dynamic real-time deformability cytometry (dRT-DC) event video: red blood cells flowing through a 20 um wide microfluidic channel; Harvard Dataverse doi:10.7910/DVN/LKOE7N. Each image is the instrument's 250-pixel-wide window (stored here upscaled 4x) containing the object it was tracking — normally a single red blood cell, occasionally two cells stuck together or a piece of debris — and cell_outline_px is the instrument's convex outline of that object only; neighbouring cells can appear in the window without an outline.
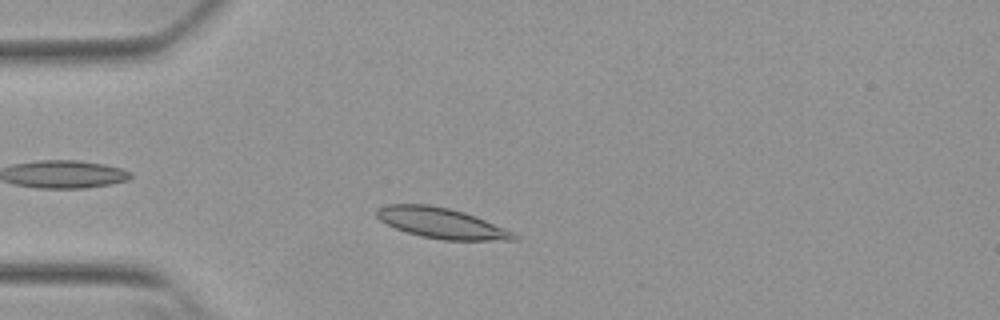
{"species": "Egyptian fruit bat (a non-hibernating species)", "species_latin": "Rousettus aegyptiacus", "temperature_condition": "warm", "stored_images_in_passage": 48, "camera_frame_rate_fps": 3000, "um_per_image_px": 0.085, "animal": {"sex": "female"}, "frame": {"image": 1, "passage_image": 9, "time_ms": 2.667, "image_size_px": [1000, 320], "cell_outline_px": [[520, 240], [444, 240], [420, 236], [396, 228], [380, 220], [376, 216], [376, 208], [388, 204], [428, 204], [448, 208], [464, 212], [476, 216], [504, 228], [520, 236]], "centroid_in_image_um": [37.53, 18.96], "position_along_channel_um": 47.5, "area_um2": 24.33}}
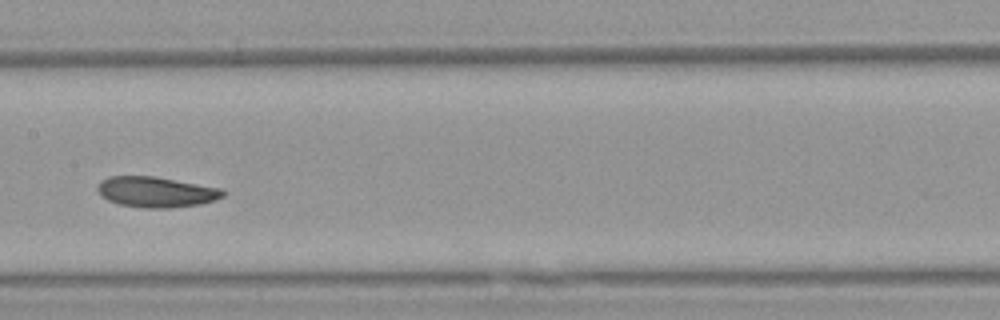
{"frame": {"image": 2, "passage_image": 22, "time_ms": 7.0, "image_size_px": [1000, 320], "cell_outline_px": [[228, 192], [224, 196], [216, 200], [200, 204], [168, 208], [144, 208], [120, 204], [108, 200], [100, 196], [96, 188], [100, 180], [108, 176], [156, 176], [224, 188]], "centroid_in_image_um": [13.31, 16.31], "position_along_channel_um": 194.1, "area_um2": 22.77}}
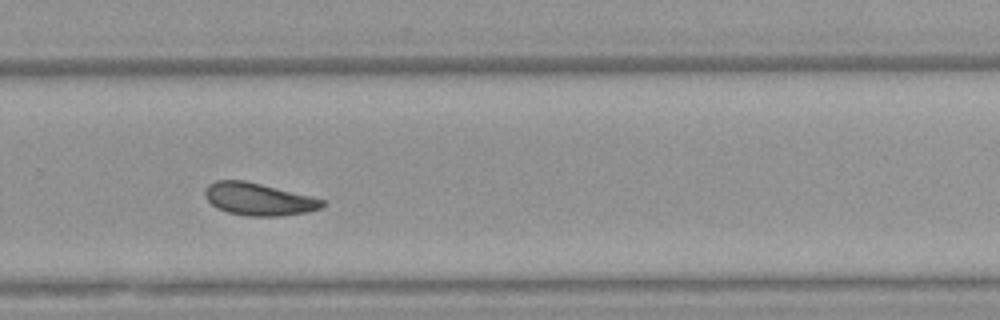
{"frame": {"image": 3, "passage_image": 31, "time_ms": 10.0, "image_size_px": [1000, 320], "cell_outline_px": [[328, 204], [324, 208], [308, 212], [280, 216], [248, 216], [228, 212], [216, 208], [204, 196], [204, 188], [208, 184], [216, 180], [244, 180], [328, 200]], "centroid_in_image_um": [22.03, 16.93], "position_along_channel_um": 307.8, "area_um2": 22.48}, "authors_computed_cell_mechanics": {"area_um2": 22.4553, "velocity_mm_per_s": 3.8013, "shape_relaxation_time_tau1_ms": 5.8908, "shape_relaxation_time_tau2_ms": 5.5468, "deformation_change_tau1": 0.1237, "deformation_change_tau2": 0.1007}}